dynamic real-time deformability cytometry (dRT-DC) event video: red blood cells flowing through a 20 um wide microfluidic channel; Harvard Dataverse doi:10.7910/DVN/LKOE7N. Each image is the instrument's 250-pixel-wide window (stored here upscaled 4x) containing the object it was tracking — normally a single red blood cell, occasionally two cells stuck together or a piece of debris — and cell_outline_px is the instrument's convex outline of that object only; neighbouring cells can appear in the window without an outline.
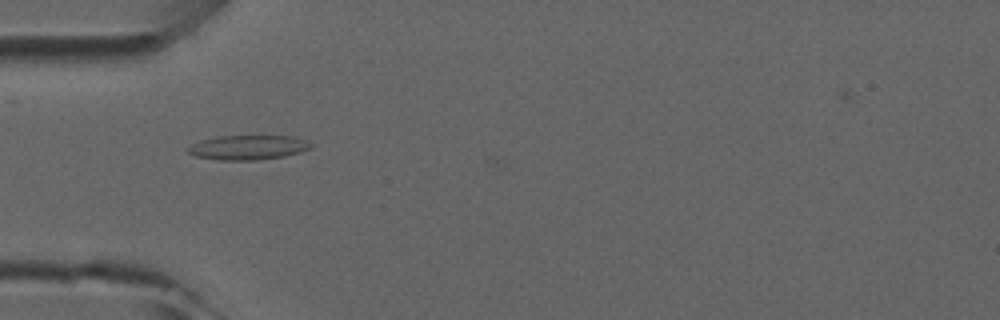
{"species": "common noctule bat (a hibernating species)", "species_latin": "Nyctalus noctula", "temperature_condition": "room temperature", "stored_images_in_passage": 5, "camera_frame_rate_fps": 3000, "um_per_image_px": 0.085, "animal": {"sex": "male", "forearm_length_mm": 52.5}, "frame": {"image": 1, "passage_image": 5, "time_ms": 4.667, "image_size_px": [1000, 320], "cell_outline_px": [[312, 148], [300, 152], [284, 156], [256, 160], [220, 160], [196, 156], [188, 152], [188, 148], [192, 144], [204, 140], [220, 136], [296, 136], [308, 140], [312, 144]], "centroid_in_image_um": [21.16, 12.53], "position_along_channel_um": 63.8, "area_um2": 17.46}}